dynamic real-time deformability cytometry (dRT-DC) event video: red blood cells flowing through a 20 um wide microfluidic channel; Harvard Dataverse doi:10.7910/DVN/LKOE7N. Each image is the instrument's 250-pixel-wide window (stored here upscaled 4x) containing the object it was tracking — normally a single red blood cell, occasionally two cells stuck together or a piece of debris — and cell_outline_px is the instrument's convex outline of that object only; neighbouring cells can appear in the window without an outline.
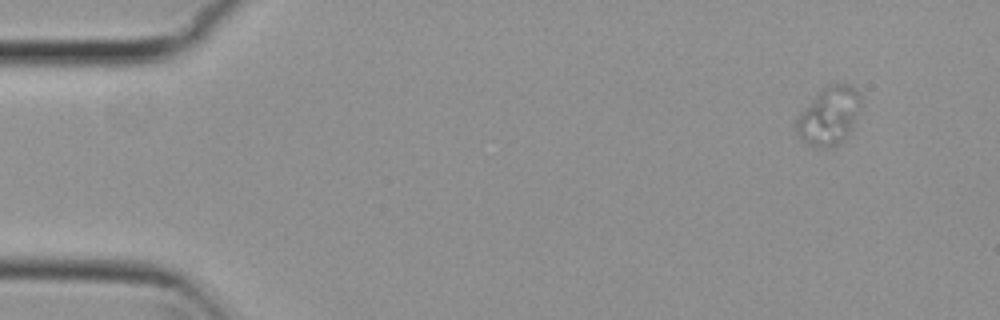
{"species": "common noctule bat (a hibernating species)", "species_latin": "Nyctalus noctula", "temperature_condition": "cold", "stored_images_in_passage": 5, "camera_frame_rate_fps": 3000, "um_per_image_px": 0.085, "animal": {"sex": "female", "body_mass_g": 29.2, "forearm_length_mm": 56.3}, "frame": {"image": 1, "passage_image": 1, "time_ms": 0.0, "image_size_px": [1000, 320], "cell_outline_px": [[864, 100], [860, 112], [848, 132], [836, 144], [804, 144], [796, 132], [796, 120], [804, 108], [828, 84], [848, 84], [856, 88], [860, 92]], "centroid_in_image_um": [70.52, 9.76], "position_along_channel_um": 14.5, "area_um2": 21.15}}
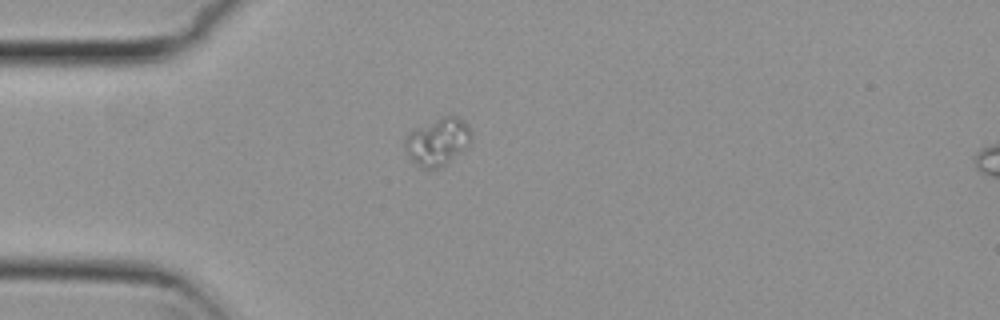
{"frame": {"image": 2, "passage_image": 4, "time_ms": 1.0, "image_size_px": [1000, 320], "cell_outline_px": [[472, 140], [460, 152], [440, 168], [424, 168], [416, 164], [408, 156], [404, 148], [404, 140], [408, 132], [448, 112], [452, 112], [464, 120], [468, 124], [472, 132]], "centroid_in_image_um": [37.22, 11.97], "position_along_channel_um": 47.8, "area_um2": 18.73}}